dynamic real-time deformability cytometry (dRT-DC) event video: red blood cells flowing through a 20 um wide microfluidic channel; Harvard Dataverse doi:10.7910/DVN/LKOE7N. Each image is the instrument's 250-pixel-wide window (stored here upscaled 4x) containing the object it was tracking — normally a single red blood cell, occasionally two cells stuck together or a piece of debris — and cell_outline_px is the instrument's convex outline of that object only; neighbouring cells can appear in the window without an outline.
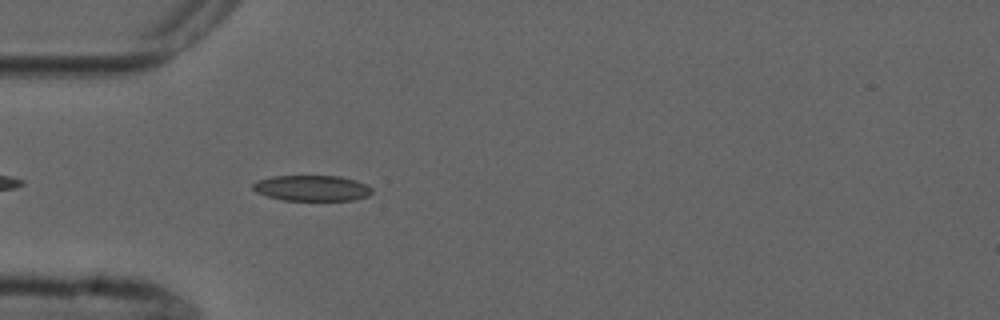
{"species": "common noctule bat (a hibernating species)", "species_latin": "Nyctalus noctula", "temperature_condition": "cold", "stored_images_in_passage": 5, "camera_frame_rate_fps": 3000, "um_per_image_px": 0.085, "animal": {"sex": "male", "forearm_length_mm": 52.5}, "frame": {"image": 1, "passage_image": 5, "time_ms": 5.0, "image_size_px": [1000, 320], "cell_outline_px": [[372, 192], [368, 196], [352, 200], [284, 200], [268, 196], [256, 192], [252, 188], [252, 184], [256, 180], [272, 176], [340, 176], [356, 180], [372, 188]], "centroid_in_image_um": [26.49, 15.98], "position_along_channel_um": 58.5, "area_um2": 17.8}}